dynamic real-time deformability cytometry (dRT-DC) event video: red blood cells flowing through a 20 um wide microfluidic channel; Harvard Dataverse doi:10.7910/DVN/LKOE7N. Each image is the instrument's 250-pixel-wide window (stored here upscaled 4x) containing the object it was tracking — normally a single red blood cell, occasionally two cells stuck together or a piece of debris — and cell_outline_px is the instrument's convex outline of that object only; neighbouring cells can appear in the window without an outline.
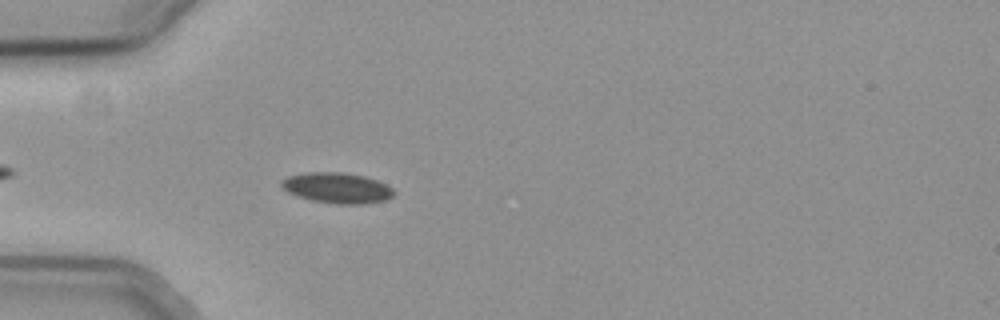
{"species": "common noctule bat (a hibernating species)", "species_latin": "Nyctalus noctula", "temperature_condition": "cold", "stored_images_in_passage": 44, "camera_frame_rate_fps": 3000, "um_per_image_px": 0.085, "animal": {"sex": "female", "body_mass_g": 19.3, "forearm_length_mm": 54.1}, "frame": {"image": 1, "passage_image": 5, "time_ms": 1.333, "image_size_px": [1000, 320], "cell_outline_px": [[396, 192], [392, 196], [384, 200], [368, 204], [336, 204], [312, 200], [296, 196], [288, 192], [280, 184], [280, 180], [288, 176], [308, 172], [344, 172], [364, 176], [376, 180], [392, 188]], "centroid_in_image_um": [28.64, 15.97], "position_along_channel_um": 56.4, "area_um2": 20.06}}
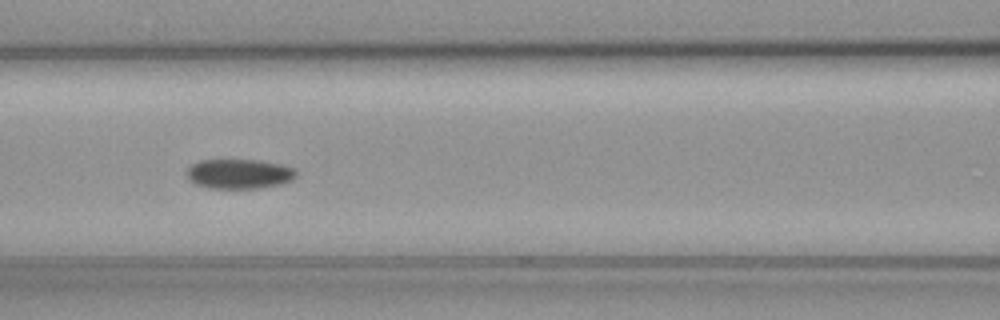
{"frame": {"image": 2, "passage_image": 13, "time_ms": 4.0, "image_size_px": [1000, 320], "cell_outline_px": [[296, 176], [292, 180], [280, 184], [260, 188], [208, 188], [196, 184], [188, 176], [188, 168], [192, 164], [200, 160], [256, 160], [280, 164], [292, 168], [296, 172]], "centroid_in_image_um": [20.34, 14.78], "position_along_channel_um": 146.3, "area_um2": 18.67}}
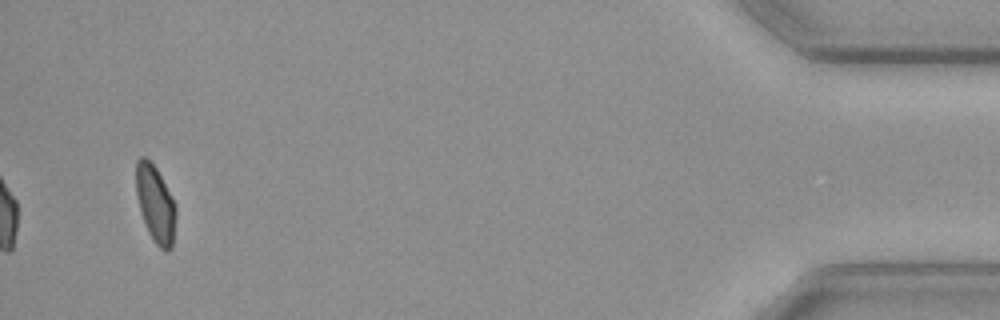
{"frame": {"image": 3, "passage_image": 42, "time_ms": 13.667, "image_size_px": [1000, 320], "cell_outline_px": [[176, 216], [172, 248], [168, 252], [164, 252], [156, 244], [148, 232], [140, 212], [136, 196], [136, 160], [140, 156], [144, 156], [156, 168], [176, 204]], "centroid_in_image_um": [13.21, 17.36], "position_along_channel_um": 422.0, "area_um2": 18.03}}